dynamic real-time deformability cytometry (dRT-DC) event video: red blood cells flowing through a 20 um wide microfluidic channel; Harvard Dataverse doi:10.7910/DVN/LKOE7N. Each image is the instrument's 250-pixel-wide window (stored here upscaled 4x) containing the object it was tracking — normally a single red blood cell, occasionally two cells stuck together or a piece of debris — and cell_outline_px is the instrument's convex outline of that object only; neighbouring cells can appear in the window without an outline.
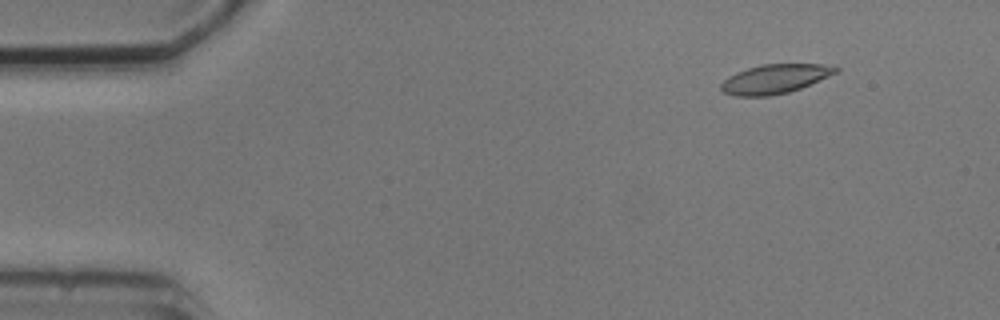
{"species": "common noctule bat (a hibernating species)", "species_latin": "Nyctalus noctula", "temperature_condition": "cold", "stored_images_in_passage": 8, "camera_frame_rate_fps": 3000, "um_per_image_px": 0.085, "animal": {"sex": "male", "body_mass_g": 20.5, "forearm_length_mm": 52.5}, "frame": {"image": 1, "passage_image": 2, "time_ms": 1.0, "image_size_px": [1000, 320], "cell_outline_px": [[840, 68], [836, 72], [828, 76], [800, 88], [788, 92], [768, 96], [736, 96], [724, 92], [720, 88], [720, 84], [728, 76], [736, 72], [760, 64], [820, 64]], "centroid_in_image_um": [65.81, 6.71], "position_along_channel_um": 19.2, "area_um2": 19.25}}
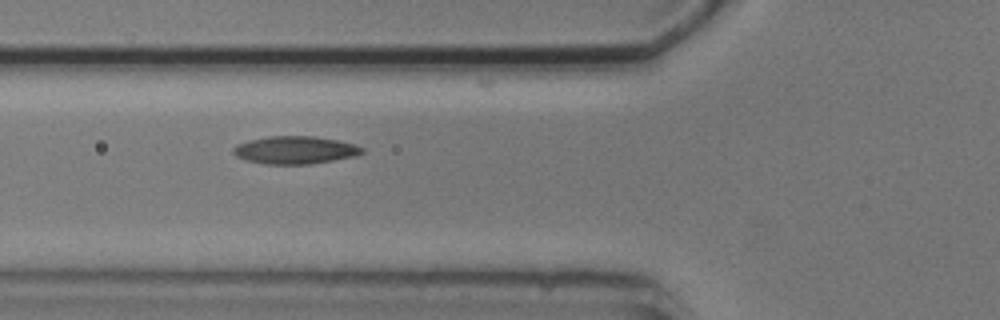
{"frame": {"image": 2, "passage_image": 6, "time_ms": 5.667, "image_size_px": [1000, 320], "cell_outline_px": [[364, 152], [352, 156], [332, 160], [308, 164], [264, 164], [248, 160], [236, 156], [232, 152], [232, 148], [236, 144], [248, 140], [272, 136], [316, 136], [356, 144], [364, 148]], "centroid_in_image_um": [25.05, 12.74], "position_along_channel_um": 100.7, "area_um2": 20.69}}
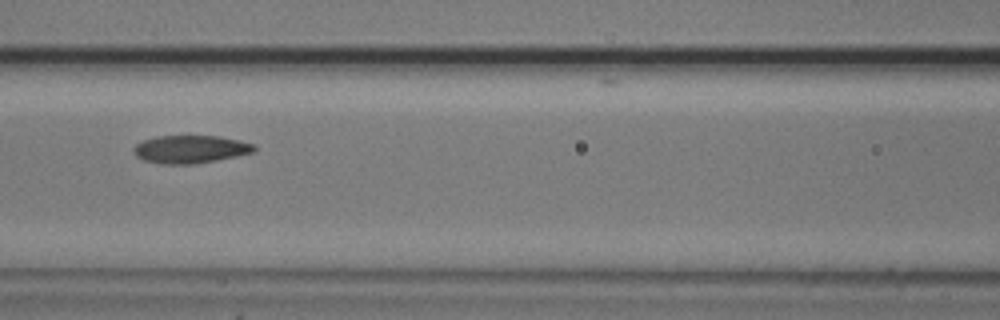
{"frame": {"image": 3, "passage_image": 7, "time_ms": 7.0, "image_size_px": [1000, 320], "cell_outline_px": [[256, 152], [216, 160], [192, 164], [160, 164], [144, 160], [136, 156], [132, 148], [136, 144], [144, 140], [156, 136], [220, 136], [240, 140], [256, 144]], "centroid_in_image_um": [16.21, 12.68], "position_along_channel_um": 150.4, "area_um2": 19.71}}